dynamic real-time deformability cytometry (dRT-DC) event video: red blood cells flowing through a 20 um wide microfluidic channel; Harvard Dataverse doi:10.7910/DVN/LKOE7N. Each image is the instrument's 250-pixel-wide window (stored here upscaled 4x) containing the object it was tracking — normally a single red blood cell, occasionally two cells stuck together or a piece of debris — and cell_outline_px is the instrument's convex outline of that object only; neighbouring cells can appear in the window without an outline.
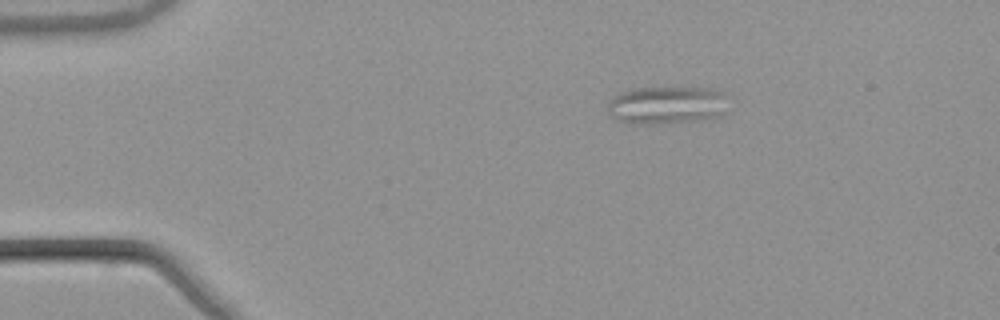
{"species": "common noctule bat (a hibernating species)", "species_latin": "Nyctalus noctula", "temperature_condition": "warm", "stored_images_in_passage": 38, "camera_frame_rate_fps": 3000, "um_per_image_px": 0.085, "animal": {"sex": "male", "body_mass_g": 21.5, "forearm_length_mm": 52.0}, "frame": {"image": 1, "passage_image": 1, "time_ms": 0.0, "image_size_px": [1000, 320], "cell_outline_px": [[724, 112], [720, 116], [692, 120], [648, 124], [628, 124], [616, 120], [608, 112], [608, 100], [612, 96], [628, 88], [716, 88], [724, 92]], "centroid_in_image_um": [56.58, 8.92], "position_along_channel_um": 28.4, "area_um2": 26.53}}
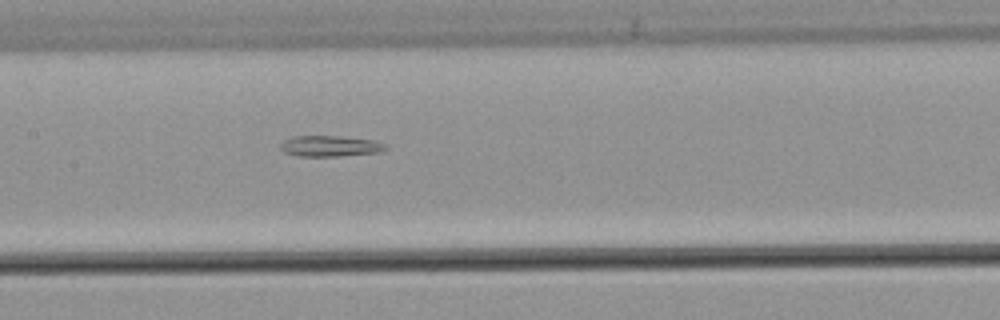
{"frame": {"image": 2, "passage_image": 18, "time_ms": 5.667, "image_size_px": [1000, 320], "cell_outline_px": [[388, 148], [380, 152], [340, 156], [296, 156], [284, 152], [280, 148], [280, 144], [284, 140], [292, 136], [344, 136], [376, 140], [388, 144]], "centroid_in_image_um": [28.1, 12.41], "position_along_channel_um": 179.3, "area_um2": 13.06}}
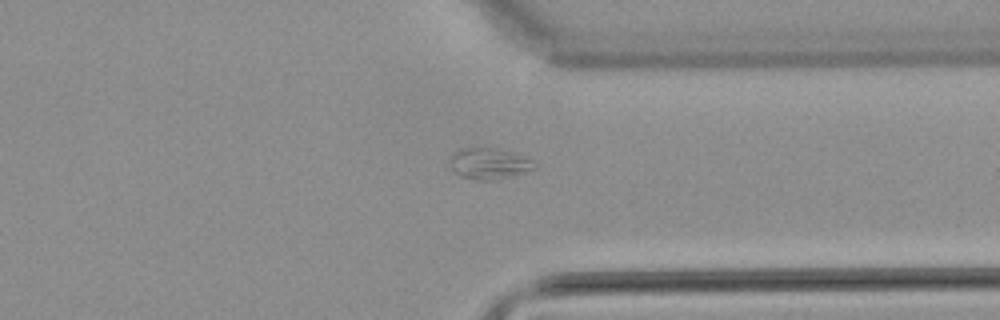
{"frame": {"image": 3, "passage_image": 33, "time_ms": 10.667, "image_size_px": [1000, 320], "cell_outline_px": [[536, 168], [492, 180], [476, 180], [460, 176], [448, 164], [448, 160], [452, 152], [460, 148], [500, 148], [516, 152], [536, 164]], "centroid_in_image_um": [41.5, 13.87], "position_along_channel_um": 369.9, "area_um2": 15.32}, "authors_computed_cell_mechanics": {"area_um2": 14.3055, "velocity_mm_per_s": 3.8173, "shape_relaxation_time_tau1_ms": null, "shape_relaxation_time_tau2_ms": 2.5471, "deformation_change_tau1": null, "deformation_change_tau2": 0.0331}}